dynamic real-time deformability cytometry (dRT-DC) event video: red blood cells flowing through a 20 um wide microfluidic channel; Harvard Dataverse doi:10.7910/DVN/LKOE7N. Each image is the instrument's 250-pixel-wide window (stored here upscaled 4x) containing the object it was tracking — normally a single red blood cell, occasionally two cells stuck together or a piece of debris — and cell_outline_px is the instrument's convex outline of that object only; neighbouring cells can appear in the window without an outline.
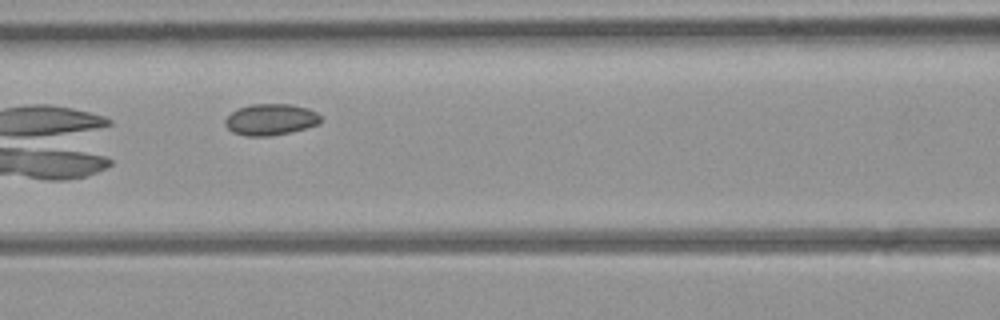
{"species": "common noctule bat (a hibernating species)", "species_latin": "Nyctalus noctula", "temperature_condition": "room temperature", "stored_images_in_passage": 8, "camera_frame_rate_fps": 3000, "um_per_image_px": 0.085, "animal": {"sex": "female", "body_mass_g": 21.9}, "frame": {"image": 1, "passage_image": 6, "time_ms": 6.0, "image_size_px": [1000, 320], "cell_outline_px": [[324, 120], [320, 124], [288, 132], [268, 136], [244, 136], [232, 132], [224, 124], [224, 120], [232, 112], [240, 108], [252, 104], [288, 104], [308, 108], [316, 112]], "centroid_in_image_um": [23.01, 10.16], "position_along_channel_um": 143.6, "area_um2": 17.4}}
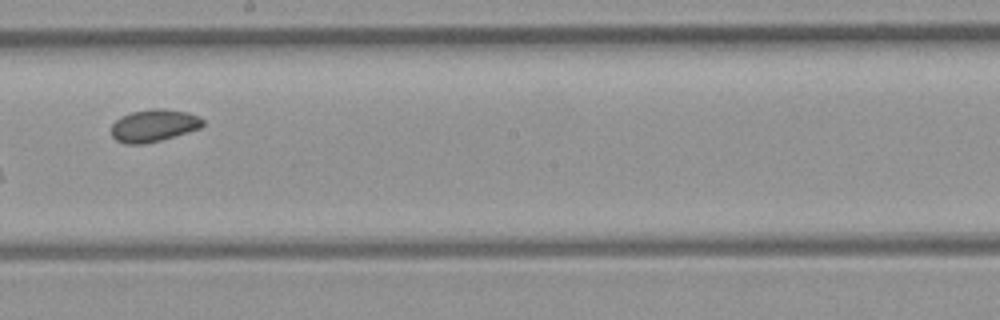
{"frame": {"image": 2, "passage_image": 8, "time_ms": 8.333, "image_size_px": [1000, 320], "cell_outline_px": [[204, 124], [200, 128], [160, 140], [144, 144], [124, 144], [116, 140], [112, 136], [112, 124], [120, 116], [132, 112], [152, 108], [164, 108], [188, 112], [200, 116], [204, 120]], "centroid_in_image_um": [13.07, 10.66], "position_along_channel_um": 235.1, "area_um2": 17.34}}